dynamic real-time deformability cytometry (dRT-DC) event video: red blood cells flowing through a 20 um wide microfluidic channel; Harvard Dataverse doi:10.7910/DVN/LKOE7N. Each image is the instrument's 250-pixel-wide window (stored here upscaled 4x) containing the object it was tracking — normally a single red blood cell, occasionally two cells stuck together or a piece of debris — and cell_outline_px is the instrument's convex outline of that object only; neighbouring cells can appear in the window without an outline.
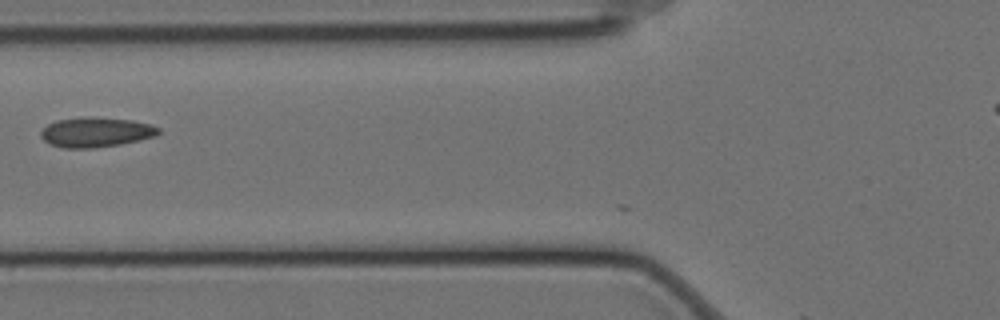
{"species": "Egyptian fruit bat (a non-hibernating species)", "species_latin": "Rousettus aegyptiacus", "temperature_condition": "cold", "stored_images_in_passage": 32, "camera_frame_rate_fps": 3000, "um_per_image_px": 0.085, "animal": {"sex": "female"}, "frame": {"image": 1, "passage_image": 2, "time_ms": 0.333, "image_size_px": [1000, 320], "cell_outline_px": [[160, 132], [156, 136], [140, 140], [120, 144], [92, 148], [64, 148], [48, 144], [40, 136], [40, 132], [48, 124], [56, 120], [84, 116], [88, 116], [132, 120], [152, 124], [160, 128]], "centroid_in_image_um": [8.15, 11.23], "position_along_channel_um": 117.6, "area_um2": 20.69}}
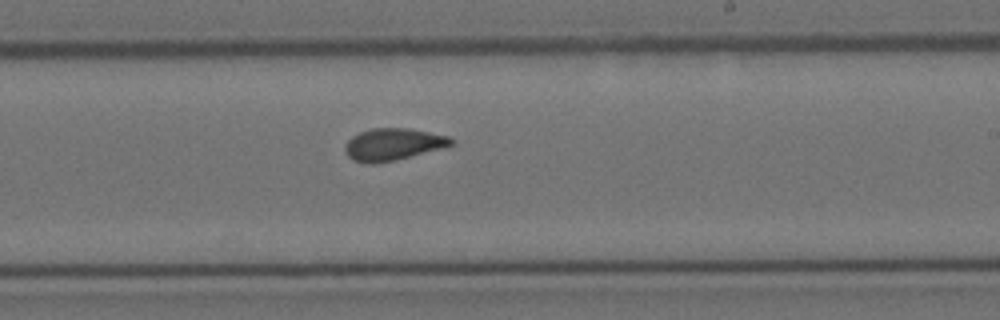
{"frame": {"image": 2, "passage_image": 14, "time_ms": 4.333, "image_size_px": [1000, 320], "cell_outline_px": [[456, 144], [444, 148], [396, 160], [372, 164], [364, 164], [352, 160], [348, 156], [344, 148], [344, 144], [352, 136], [360, 132], [372, 128], [408, 128], [448, 136], [456, 140]], "centroid_in_image_um": [33.42, 12.28], "position_along_channel_um": 255.6, "area_um2": 20.11}}
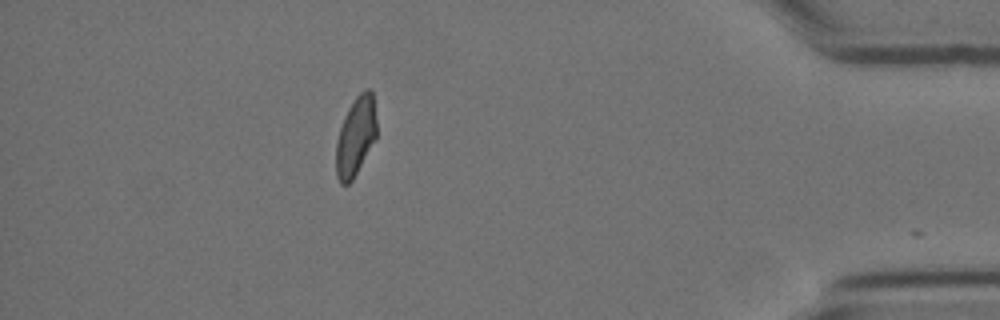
{"frame": {"image": 3, "passage_image": 31, "time_ms": 10.0, "image_size_px": [1000, 320], "cell_outline_px": [[376, 140], [352, 180], [348, 184], [340, 184], [336, 176], [336, 140], [344, 116], [348, 108], [356, 96], [364, 88], [368, 88], [372, 92], [376, 120]], "centroid_in_image_um": [30.23, 11.59], "position_along_channel_um": 405.0, "area_um2": 18.79}}